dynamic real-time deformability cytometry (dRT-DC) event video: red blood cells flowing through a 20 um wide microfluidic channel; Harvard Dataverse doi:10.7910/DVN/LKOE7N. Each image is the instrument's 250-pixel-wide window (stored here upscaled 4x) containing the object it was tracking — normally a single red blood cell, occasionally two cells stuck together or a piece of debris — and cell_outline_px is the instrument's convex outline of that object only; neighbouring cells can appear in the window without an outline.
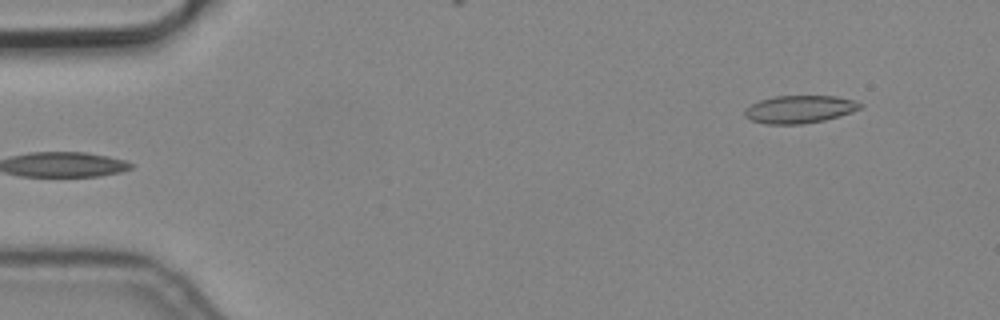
{"species": "common noctule bat (a hibernating species)", "species_latin": "Nyctalus noctula", "temperature_condition": "cold", "stored_images_in_passage": 5, "segment_of_instrument_passage": [2, 2], "camera_frame_rate_fps": 3000, "um_per_image_px": 0.085, "animal": {"sex": "male", "body_mass_g": 19.2, "forearm_length_mm": 51.8}, "frame": {"image": 1, "passage_image": 5, "time_ms": 1.333, "image_size_px": [1000, 320], "cell_outline_px": [[864, 104], [860, 108], [852, 112], [824, 120], [800, 124], [764, 124], [752, 120], [744, 116], [744, 108], [760, 100], [776, 96], [836, 96], [852, 100]], "centroid_in_image_um": [67.94, 9.29], "position_along_channel_um": 17.1, "area_um2": 18.55}}